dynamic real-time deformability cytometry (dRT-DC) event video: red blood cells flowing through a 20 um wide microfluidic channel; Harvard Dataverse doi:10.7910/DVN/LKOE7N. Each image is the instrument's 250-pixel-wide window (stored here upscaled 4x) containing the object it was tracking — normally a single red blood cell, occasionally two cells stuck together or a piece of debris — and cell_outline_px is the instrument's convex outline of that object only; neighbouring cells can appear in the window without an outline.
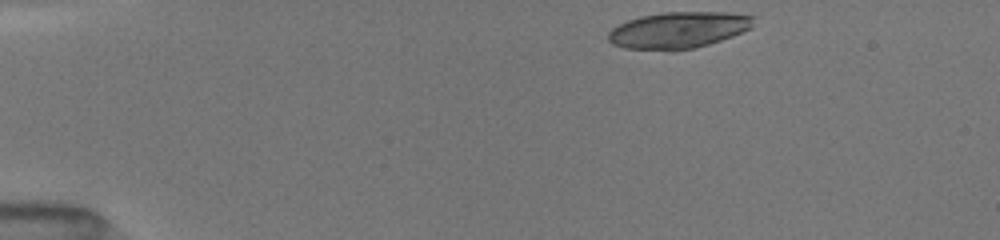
{"species": "common noctule bat (a hibernating species)", "species_latin": "Nyctalus noctula", "temperature_condition": "room temperature", "stored_images_in_passage": 61, "camera_frame_rate_fps": 3000, "um_per_image_px": 0.085, "animal": {"sex": "female", "body_mass_g": 19.5, "forearm_length_mm": 54.1}, "frame": {"image": 1, "passage_image": 1, "time_ms": 0.0, "image_size_px": [1000, 240], "cell_outline_px": [[752, 28], [732, 36], [696, 48], [672, 52], [624, 48], [612, 44], [608, 40], [608, 32], [612, 28], [628, 20], [640, 16], [664, 12], [732, 12], [752, 16]], "centroid_in_image_um": [57.63, 2.58], "position_along_channel_um": 27.4, "area_um2": 31.21}}
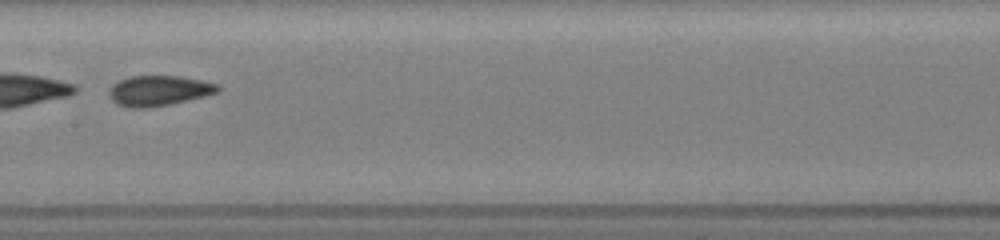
{"frame": {"image": 2, "passage_image": 29, "time_ms": 6.333, "image_size_px": [1000, 240], "cell_outline_px": [[220, 92], [172, 104], [148, 108], [128, 108], [116, 104], [108, 96], [108, 88], [112, 84], [128, 76], [180, 76], [220, 84]], "centroid_in_image_um": [13.47, 7.71], "position_along_channel_um": 193.9, "area_um2": 19.54}}
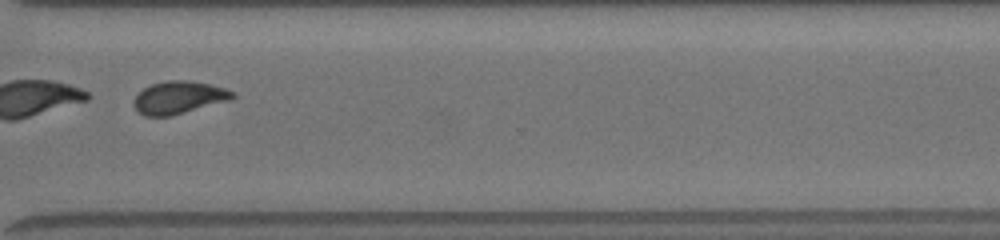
{"frame": {"image": 3, "passage_image": 45, "time_ms": 10.333, "image_size_px": [1000, 240], "cell_outline_px": [[236, 96], [232, 100], [172, 116], [144, 116], [132, 104], [136, 96], [144, 88], [152, 84], [168, 80], [188, 80], [208, 84], [224, 88], [236, 92]], "centroid_in_image_um": [15.24, 8.29], "position_along_channel_um": 355.4, "area_um2": 18.84}, "authors_computed_cell_mechanics": {"area_um2": 20.0566, "velocity_mm_per_s": 4.0483, "shape_relaxation_time_tau1_ms": null, "shape_relaxation_time_tau2_ms": 1.9467, "deformation_change_tau1": null, "deformation_change_tau2": 0.0636}}